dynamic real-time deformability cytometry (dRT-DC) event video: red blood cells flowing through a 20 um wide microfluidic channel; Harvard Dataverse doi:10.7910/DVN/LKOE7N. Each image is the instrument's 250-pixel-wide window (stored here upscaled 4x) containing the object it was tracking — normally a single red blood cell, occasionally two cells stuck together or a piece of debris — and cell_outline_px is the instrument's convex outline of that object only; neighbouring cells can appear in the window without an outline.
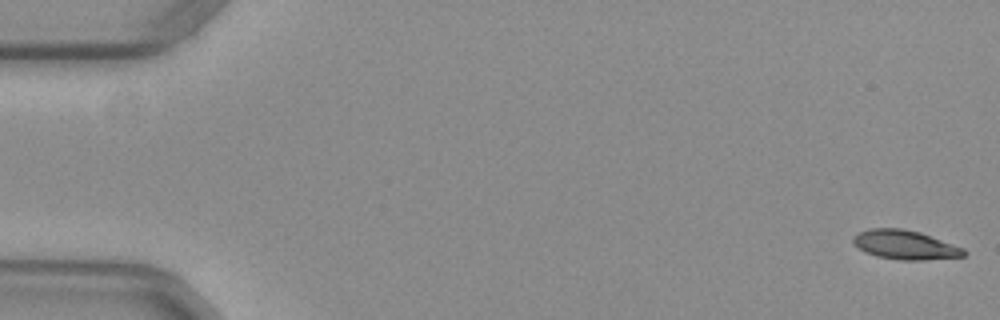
{"species": "common noctule bat (a hibernating species)", "species_latin": "Nyctalus noctula", "temperature_condition": "warm", "stored_images_in_passage": 53, "camera_frame_rate_fps": 3000, "um_per_image_px": 0.085, "animal": {"sex": "female", "body_mass_g": 29.2, "forearm_length_mm": 56.3}, "frame": {"image": 1, "passage_image": 1, "time_ms": 0.0, "image_size_px": [1000, 320], "cell_outline_px": [[968, 252], [964, 256], [924, 260], [900, 260], [876, 256], [864, 252], [852, 240], [852, 236], [868, 228], [900, 228], [920, 232], [964, 248]], "centroid_in_image_um": [76.93, 20.81], "position_along_channel_um": 8.1, "area_um2": 18.79}}
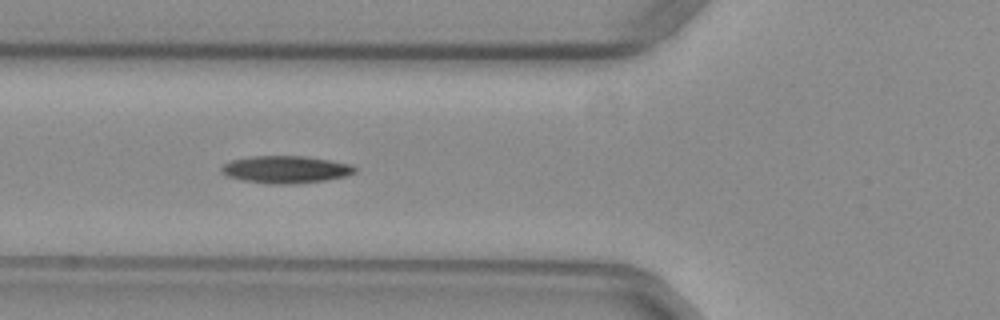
{"frame": {"image": 2, "passage_image": 20, "time_ms": 6.333, "image_size_px": [1000, 320], "cell_outline_px": [[356, 172], [348, 176], [324, 180], [292, 184], [268, 184], [244, 180], [228, 176], [220, 172], [220, 168], [224, 164], [232, 160], [252, 156], [304, 156], [352, 164], [356, 168]], "centroid_in_image_um": [24.3, 14.41], "position_along_channel_um": 101.5, "area_um2": 21.21}}
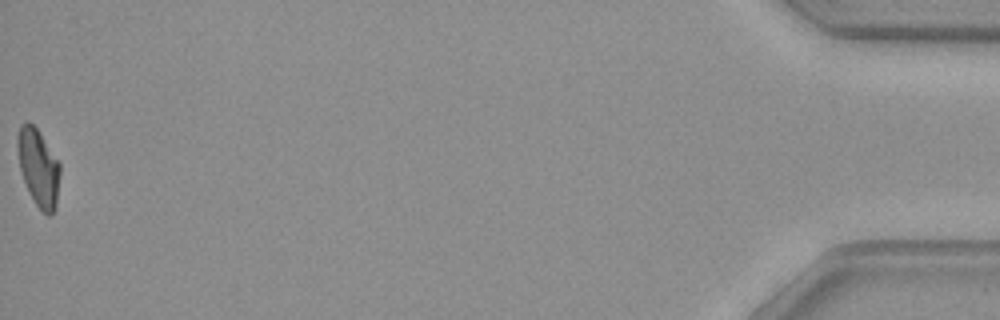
{"frame": {"image": 3, "passage_image": 53, "time_ms": 17.333, "image_size_px": [1000, 320], "cell_outline_px": [[60, 172], [56, 208], [52, 216], [48, 216], [36, 204], [28, 192], [20, 168], [16, 148], [16, 140], [20, 124], [28, 120], [36, 128], [60, 164]], "centroid_in_image_um": [3.25, 14.25], "position_along_channel_um": 431.9, "area_um2": 19.13}, "authors_computed_cell_mechanics": {"area_um2": 19.7676, "velocity_mm_per_s": 3.952, "shape_relaxation_time_tau1_ms": 5.3294, "shape_relaxation_time_tau2_ms": null, "deformation_change_tau1": 0.1785, "deformation_change_tau2": null}}